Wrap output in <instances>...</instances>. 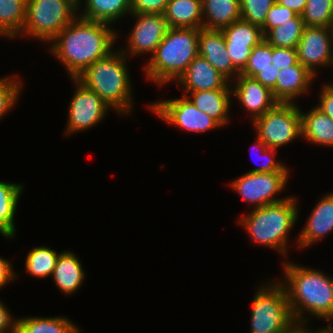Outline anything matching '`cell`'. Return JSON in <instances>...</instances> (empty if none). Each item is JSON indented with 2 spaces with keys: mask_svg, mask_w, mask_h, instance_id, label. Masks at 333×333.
Listing matches in <instances>:
<instances>
[{
  "mask_svg": "<svg viewBox=\"0 0 333 333\" xmlns=\"http://www.w3.org/2000/svg\"><path fill=\"white\" fill-rule=\"evenodd\" d=\"M276 3L289 8L298 15L304 12L307 0H275Z\"/></svg>",
  "mask_w": 333,
  "mask_h": 333,
  "instance_id": "43",
  "label": "cell"
},
{
  "mask_svg": "<svg viewBox=\"0 0 333 333\" xmlns=\"http://www.w3.org/2000/svg\"><path fill=\"white\" fill-rule=\"evenodd\" d=\"M263 286L254 295L250 333H284L295 323L286 290L280 281Z\"/></svg>",
  "mask_w": 333,
  "mask_h": 333,
  "instance_id": "7",
  "label": "cell"
},
{
  "mask_svg": "<svg viewBox=\"0 0 333 333\" xmlns=\"http://www.w3.org/2000/svg\"><path fill=\"white\" fill-rule=\"evenodd\" d=\"M59 254L55 250L48 248V246L33 248L27 254L25 260L27 273L36 278L52 276Z\"/></svg>",
  "mask_w": 333,
  "mask_h": 333,
  "instance_id": "30",
  "label": "cell"
},
{
  "mask_svg": "<svg viewBox=\"0 0 333 333\" xmlns=\"http://www.w3.org/2000/svg\"><path fill=\"white\" fill-rule=\"evenodd\" d=\"M301 16L305 27H332L333 0H307Z\"/></svg>",
  "mask_w": 333,
  "mask_h": 333,
  "instance_id": "31",
  "label": "cell"
},
{
  "mask_svg": "<svg viewBox=\"0 0 333 333\" xmlns=\"http://www.w3.org/2000/svg\"><path fill=\"white\" fill-rule=\"evenodd\" d=\"M275 0H240L241 19L262 27Z\"/></svg>",
  "mask_w": 333,
  "mask_h": 333,
  "instance_id": "33",
  "label": "cell"
},
{
  "mask_svg": "<svg viewBox=\"0 0 333 333\" xmlns=\"http://www.w3.org/2000/svg\"><path fill=\"white\" fill-rule=\"evenodd\" d=\"M333 232V192L319 199L298 235L297 245L306 248Z\"/></svg>",
  "mask_w": 333,
  "mask_h": 333,
  "instance_id": "18",
  "label": "cell"
},
{
  "mask_svg": "<svg viewBox=\"0 0 333 333\" xmlns=\"http://www.w3.org/2000/svg\"><path fill=\"white\" fill-rule=\"evenodd\" d=\"M202 14V28L221 30L241 19L240 0H202Z\"/></svg>",
  "mask_w": 333,
  "mask_h": 333,
  "instance_id": "23",
  "label": "cell"
},
{
  "mask_svg": "<svg viewBox=\"0 0 333 333\" xmlns=\"http://www.w3.org/2000/svg\"><path fill=\"white\" fill-rule=\"evenodd\" d=\"M23 185L0 180V233L12 239L16 234L14 218Z\"/></svg>",
  "mask_w": 333,
  "mask_h": 333,
  "instance_id": "26",
  "label": "cell"
},
{
  "mask_svg": "<svg viewBox=\"0 0 333 333\" xmlns=\"http://www.w3.org/2000/svg\"><path fill=\"white\" fill-rule=\"evenodd\" d=\"M325 86L333 91V81H332V83L326 84Z\"/></svg>",
  "mask_w": 333,
  "mask_h": 333,
  "instance_id": "46",
  "label": "cell"
},
{
  "mask_svg": "<svg viewBox=\"0 0 333 333\" xmlns=\"http://www.w3.org/2000/svg\"><path fill=\"white\" fill-rule=\"evenodd\" d=\"M186 95L191 102L202 112L208 114L221 126L227 124L229 120V110L231 107L232 90L215 89L189 92ZM190 97H193L192 99Z\"/></svg>",
  "mask_w": 333,
  "mask_h": 333,
  "instance_id": "20",
  "label": "cell"
},
{
  "mask_svg": "<svg viewBox=\"0 0 333 333\" xmlns=\"http://www.w3.org/2000/svg\"><path fill=\"white\" fill-rule=\"evenodd\" d=\"M198 36L199 29L169 27L144 67L147 79L159 86L177 82L198 55Z\"/></svg>",
  "mask_w": 333,
  "mask_h": 333,
  "instance_id": "4",
  "label": "cell"
},
{
  "mask_svg": "<svg viewBox=\"0 0 333 333\" xmlns=\"http://www.w3.org/2000/svg\"><path fill=\"white\" fill-rule=\"evenodd\" d=\"M298 62L296 48H279L272 46V66L285 68L293 66Z\"/></svg>",
  "mask_w": 333,
  "mask_h": 333,
  "instance_id": "37",
  "label": "cell"
},
{
  "mask_svg": "<svg viewBox=\"0 0 333 333\" xmlns=\"http://www.w3.org/2000/svg\"><path fill=\"white\" fill-rule=\"evenodd\" d=\"M13 318L6 305L0 301V333H16L17 320Z\"/></svg>",
  "mask_w": 333,
  "mask_h": 333,
  "instance_id": "39",
  "label": "cell"
},
{
  "mask_svg": "<svg viewBox=\"0 0 333 333\" xmlns=\"http://www.w3.org/2000/svg\"><path fill=\"white\" fill-rule=\"evenodd\" d=\"M52 277L62 293L72 295L84 283L85 272L75 253L63 251L57 258Z\"/></svg>",
  "mask_w": 333,
  "mask_h": 333,
  "instance_id": "21",
  "label": "cell"
},
{
  "mask_svg": "<svg viewBox=\"0 0 333 333\" xmlns=\"http://www.w3.org/2000/svg\"><path fill=\"white\" fill-rule=\"evenodd\" d=\"M78 0H27L21 34L43 42L52 40L78 15Z\"/></svg>",
  "mask_w": 333,
  "mask_h": 333,
  "instance_id": "6",
  "label": "cell"
},
{
  "mask_svg": "<svg viewBox=\"0 0 333 333\" xmlns=\"http://www.w3.org/2000/svg\"><path fill=\"white\" fill-rule=\"evenodd\" d=\"M27 0H0V35L15 38L24 28Z\"/></svg>",
  "mask_w": 333,
  "mask_h": 333,
  "instance_id": "28",
  "label": "cell"
},
{
  "mask_svg": "<svg viewBox=\"0 0 333 333\" xmlns=\"http://www.w3.org/2000/svg\"><path fill=\"white\" fill-rule=\"evenodd\" d=\"M163 14L170 28L203 26L202 0H169Z\"/></svg>",
  "mask_w": 333,
  "mask_h": 333,
  "instance_id": "22",
  "label": "cell"
},
{
  "mask_svg": "<svg viewBox=\"0 0 333 333\" xmlns=\"http://www.w3.org/2000/svg\"><path fill=\"white\" fill-rule=\"evenodd\" d=\"M297 204V198L290 196L277 203L253 208L238 222L244 226L253 242L277 250L283 256L288 253L287 239L298 218Z\"/></svg>",
  "mask_w": 333,
  "mask_h": 333,
  "instance_id": "5",
  "label": "cell"
},
{
  "mask_svg": "<svg viewBox=\"0 0 333 333\" xmlns=\"http://www.w3.org/2000/svg\"><path fill=\"white\" fill-rule=\"evenodd\" d=\"M147 107L163 121L185 131L204 133L222 127L208 114L199 110L186 95L178 99L153 102Z\"/></svg>",
  "mask_w": 333,
  "mask_h": 333,
  "instance_id": "9",
  "label": "cell"
},
{
  "mask_svg": "<svg viewBox=\"0 0 333 333\" xmlns=\"http://www.w3.org/2000/svg\"><path fill=\"white\" fill-rule=\"evenodd\" d=\"M81 0H78V8H80L81 7V3L82 2H80Z\"/></svg>",
  "mask_w": 333,
  "mask_h": 333,
  "instance_id": "47",
  "label": "cell"
},
{
  "mask_svg": "<svg viewBox=\"0 0 333 333\" xmlns=\"http://www.w3.org/2000/svg\"><path fill=\"white\" fill-rule=\"evenodd\" d=\"M83 5L81 18L110 25L131 13V0H84Z\"/></svg>",
  "mask_w": 333,
  "mask_h": 333,
  "instance_id": "25",
  "label": "cell"
},
{
  "mask_svg": "<svg viewBox=\"0 0 333 333\" xmlns=\"http://www.w3.org/2000/svg\"><path fill=\"white\" fill-rule=\"evenodd\" d=\"M177 83L188 92L232 89L230 81L199 54L191 61Z\"/></svg>",
  "mask_w": 333,
  "mask_h": 333,
  "instance_id": "15",
  "label": "cell"
},
{
  "mask_svg": "<svg viewBox=\"0 0 333 333\" xmlns=\"http://www.w3.org/2000/svg\"><path fill=\"white\" fill-rule=\"evenodd\" d=\"M314 77L316 75L299 62L293 66L281 68L272 94L278 103L294 104L296 98L308 92Z\"/></svg>",
  "mask_w": 333,
  "mask_h": 333,
  "instance_id": "19",
  "label": "cell"
},
{
  "mask_svg": "<svg viewBox=\"0 0 333 333\" xmlns=\"http://www.w3.org/2000/svg\"><path fill=\"white\" fill-rule=\"evenodd\" d=\"M284 333H314L311 329L307 328L306 323H294Z\"/></svg>",
  "mask_w": 333,
  "mask_h": 333,
  "instance_id": "44",
  "label": "cell"
},
{
  "mask_svg": "<svg viewBox=\"0 0 333 333\" xmlns=\"http://www.w3.org/2000/svg\"><path fill=\"white\" fill-rule=\"evenodd\" d=\"M305 28L301 15L271 29L264 39L273 47L296 48Z\"/></svg>",
  "mask_w": 333,
  "mask_h": 333,
  "instance_id": "29",
  "label": "cell"
},
{
  "mask_svg": "<svg viewBox=\"0 0 333 333\" xmlns=\"http://www.w3.org/2000/svg\"><path fill=\"white\" fill-rule=\"evenodd\" d=\"M72 80L77 87L69 103L65 135L90 129L101 122L106 111L110 109L97 93L86 87L77 78H72Z\"/></svg>",
  "mask_w": 333,
  "mask_h": 333,
  "instance_id": "11",
  "label": "cell"
},
{
  "mask_svg": "<svg viewBox=\"0 0 333 333\" xmlns=\"http://www.w3.org/2000/svg\"><path fill=\"white\" fill-rule=\"evenodd\" d=\"M233 65L241 72L247 65L251 50L263 39L261 27L239 19L221 29Z\"/></svg>",
  "mask_w": 333,
  "mask_h": 333,
  "instance_id": "14",
  "label": "cell"
},
{
  "mask_svg": "<svg viewBox=\"0 0 333 333\" xmlns=\"http://www.w3.org/2000/svg\"><path fill=\"white\" fill-rule=\"evenodd\" d=\"M289 307L295 323H308L309 313L330 323L333 320V279L323 271L292 262L283 263Z\"/></svg>",
  "mask_w": 333,
  "mask_h": 333,
  "instance_id": "2",
  "label": "cell"
},
{
  "mask_svg": "<svg viewBox=\"0 0 333 333\" xmlns=\"http://www.w3.org/2000/svg\"><path fill=\"white\" fill-rule=\"evenodd\" d=\"M233 87L235 88L231 89L232 95L239 99L244 109L251 114L253 121L278 103L272 91L254 78L239 74Z\"/></svg>",
  "mask_w": 333,
  "mask_h": 333,
  "instance_id": "17",
  "label": "cell"
},
{
  "mask_svg": "<svg viewBox=\"0 0 333 333\" xmlns=\"http://www.w3.org/2000/svg\"><path fill=\"white\" fill-rule=\"evenodd\" d=\"M126 56L112 51L83 71L77 79L97 93L114 111L127 115L133 107V94ZM132 95V96H131ZM127 113V114H126Z\"/></svg>",
  "mask_w": 333,
  "mask_h": 333,
  "instance_id": "3",
  "label": "cell"
},
{
  "mask_svg": "<svg viewBox=\"0 0 333 333\" xmlns=\"http://www.w3.org/2000/svg\"><path fill=\"white\" fill-rule=\"evenodd\" d=\"M17 277L18 276L14 272L10 261L0 257V289L1 287L3 288L9 281L14 280Z\"/></svg>",
  "mask_w": 333,
  "mask_h": 333,
  "instance_id": "42",
  "label": "cell"
},
{
  "mask_svg": "<svg viewBox=\"0 0 333 333\" xmlns=\"http://www.w3.org/2000/svg\"><path fill=\"white\" fill-rule=\"evenodd\" d=\"M266 68H272V46L263 39L251 50L247 65L240 74L254 78L261 70Z\"/></svg>",
  "mask_w": 333,
  "mask_h": 333,
  "instance_id": "32",
  "label": "cell"
},
{
  "mask_svg": "<svg viewBox=\"0 0 333 333\" xmlns=\"http://www.w3.org/2000/svg\"><path fill=\"white\" fill-rule=\"evenodd\" d=\"M16 320V333H80V329L66 317H22Z\"/></svg>",
  "mask_w": 333,
  "mask_h": 333,
  "instance_id": "27",
  "label": "cell"
},
{
  "mask_svg": "<svg viewBox=\"0 0 333 333\" xmlns=\"http://www.w3.org/2000/svg\"><path fill=\"white\" fill-rule=\"evenodd\" d=\"M317 108L333 119V91L323 86L319 95Z\"/></svg>",
  "mask_w": 333,
  "mask_h": 333,
  "instance_id": "41",
  "label": "cell"
},
{
  "mask_svg": "<svg viewBox=\"0 0 333 333\" xmlns=\"http://www.w3.org/2000/svg\"><path fill=\"white\" fill-rule=\"evenodd\" d=\"M328 323V325L325 328H321L319 330L314 331V333H333V325Z\"/></svg>",
  "mask_w": 333,
  "mask_h": 333,
  "instance_id": "45",
  "label": "cell"
},
{
  "mask_svg": "<svg viewBox=\"0 0 333 333\" xmlns=\"http://www.w3.org/2000/svg\"><path fill=\"white\" fill-rule=\"evenodd\" d=\"M279 72V68L272 66V68L261 70L254 79L272 91L275 88Z\"/></svg>",
  "mask_w": 333,
  "mask_h": 333,
  "instance_id": "40",
  "label": "cell"
},
{
  "mask_svg": "<svg viewBox=\"0 0 333 333\" xmlns=\"http://www.w3.org/2000/svg\"><path fill=\"white\" fill-rule=\"evenodd\" d=\"M300 113L302 137L314 144L333 147V119L316 106Z\"/></svg>",
  "mask_w": 333,
  "mask_h": 333,
  "instance_id": "24",
  "label": "cell"
},
{
  "mask_svg": "<svg viewBox=\"0 0 333 333\" xmlns=\"http://www.w3.org/2000/svg\"><path fill=\"white\" fill-rule=\"evenodd\" d=\"M20 79L5 76L0 79V118L9 112L19 98L22 85Z\"/></svg>",
  "mask_w": 333,
  "mask_h": 333,
  "instance_id": "34",
  "label": "cell"
},
{
  "mask_svg": "<svg viewBox=\"0 0 333 333\" xmlns=\"http://www.w3.org/2000/svg\"><path fill=\"white\" fill-rule=\"evenodd\" d=\"M296 51L298 62L317 76L316 67L333 65L332 28L305 27Z\"/></svg>",
  "mask_w": 333,
  "mask_h": 333,
  "instance_id": "12",
  "label": "cell"
},
{
  "mask_svg": "<svg viewBox=\"0 0 333 333\" xmlns=\"http://www.w3.org/2000/svg\"><path fill=\"white\" fill-rule=\"evenodd\" d=\"M198 54L211 63L229 81L236 79L240 74L228 55L226 40L221 30L199 29Z\"/></svg>",
  "mask_w": 333,
  "mask_h": 333,
  "instance_id": "16",
  "label": "cell"
},
{
  "mask_svg": "<svg viewBox=\"0 0 333 333\" xmlns=\"http://www.w3.org/2000/svg\"><path fill=\"white\" fill-rule=\"evenodd\" d=\"M131 15L137 20L129 38H127L128 47L126 45V48L124 50L122 48L121 51L126 56H136L143 53L153 54L169 28L164 14L131 13Z\"/></svg>",
  "mask_w": 333,
  "mask_h": 333,
  "instance_id": "13",
  "label": "cell"
},
{
  "mask_svg": "<svg viewBox=\"0 0 333 333\" xmlns=\"http://www.w3.org/2000/svg\"><path fill=\"white\" fill-rule=\"evenodd\" d=\"M110 26L78 16L52 40L51 53L65 66L71 78H77L114 50L118 34Z\"/></svg>",
  "mask_w": 333,
  "mask_h": 333,
  "instance_id": "1",
  "label": "cell"
},
{
  "mask_svg": "<svg viewBox=\"0 0 333 333\" xmlns=\"http://www.w3.org/2000/svg\"><path fill=\"white\" fill-rule=\"evenodd\" d=\"M253 147L257 148V150L259 149L260 153L267 158V161L261 166L248 171L249 173L289 172V169L285 164L275 160V153L277 149L267 148V146L257 136L256 144H254Z\"/></svg>",
  "mask_w": 333,
  "mask_h": 333,
  "instance_id": "35",
  "label": "cell"
},
{
  "mask_svg": "<svg viewBox=\"0 0 333 333\" xmlns=\"http://www.w3.org/2000/svg\"><path fill=\"white\" fill-rule=\"evenodd\" d=\"M297 15V13L289 8L275 2L268 11L265 23L261 27L263 35L265 36L271 29L276 28L285 22H289V20L295 18Z\"/></svg>",
  "mask_w": 333,
  "mask_h": 333,
  "instance_id": "36",
  "label": "cell"
},
{
  "mask_svg": "<svg viewBox=\"0 0 333 333\" xmlns=\"http://www.w3.org/2000/svg\"><path fill=\"white\" fill-rule=\"evenodd\" d=\"M289 172L271 173H245L230 183L245 202L252 204L253 208L262 207L268 204L277 203L287 199L274 198L286 187ZM255 206V207H254Z\"/></svg>",
  "mask_w": 333,
  "mask_h": 333,
  "instance_id": "10",
  "label": "cell"
},
{
  "mask_svg": "<svg viewBox=\"0 0 333 333\" xmlns=\"http://www.w3.org/2000/svg\"><path fill=\"white\" fill-rule=\"evenodd\" d=\"M301 109L296 103H277L252 123L267 148L277 149L302 137Z\"/></svg>",
  "mask_w": 333,
  "mask_h": 333,
  "instance_id": "8",
  "label": "cell"
},
{
  "mask_svg": "<svg viewBox=\"0 0 333 333\" xmlns=\"http://www.w3.org/2000/svg\"><path fill=\"white\" fill-rule=\"evenodd\" d=\"M169 0H131V13L163 14Z\"/></svg>",
  "mask_w": 333,
  "mask_h": 333,
  "instance_id": "38",
  "label": "cell"
}]
</instances>
